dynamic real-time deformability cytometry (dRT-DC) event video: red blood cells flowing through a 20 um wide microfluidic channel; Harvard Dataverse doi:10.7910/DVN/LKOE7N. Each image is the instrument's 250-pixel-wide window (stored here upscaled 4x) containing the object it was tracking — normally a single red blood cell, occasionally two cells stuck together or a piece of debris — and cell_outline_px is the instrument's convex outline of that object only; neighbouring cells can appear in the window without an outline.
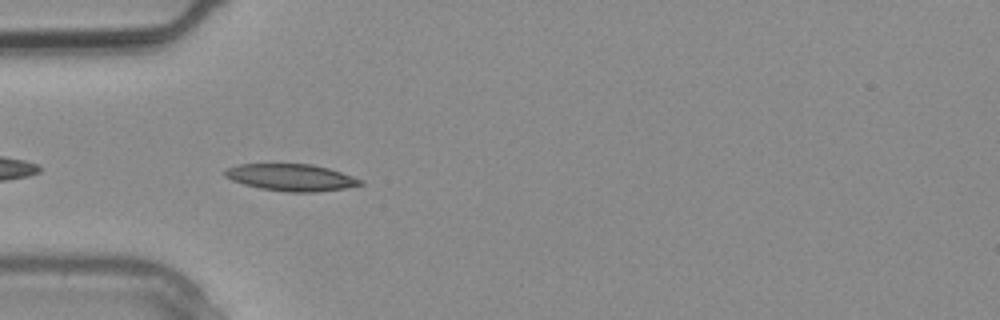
{"species": "common noctule bat (a hibernating species)", "species_latin": "Nyctalus noctula", "temperature_condition": "warm", "stored_images_in_passage": 1, "camera_frame_rate_fps": 3000, "um_per_image_px": 0.085, "animal": {"sex": "male", "body_mass_g": 20.4}, "frame": {"image": 1, "passage_image": 1, "time_ms": 0.0, "image_size_px": [1000, 320], "cell_outline_px": [[364, 184], [344, 188], [312, 192], [288, 192], [260, 188], [244, 184], [232, 180], [224, 176], [224, 172], [228, 168], [236, 164], [312, 164], [328, 168], [364, 180]], "centroid_in_image_um": [24.74, 15.08], "position_along_channel_um": 60.3, "area_um2": 21.1}}